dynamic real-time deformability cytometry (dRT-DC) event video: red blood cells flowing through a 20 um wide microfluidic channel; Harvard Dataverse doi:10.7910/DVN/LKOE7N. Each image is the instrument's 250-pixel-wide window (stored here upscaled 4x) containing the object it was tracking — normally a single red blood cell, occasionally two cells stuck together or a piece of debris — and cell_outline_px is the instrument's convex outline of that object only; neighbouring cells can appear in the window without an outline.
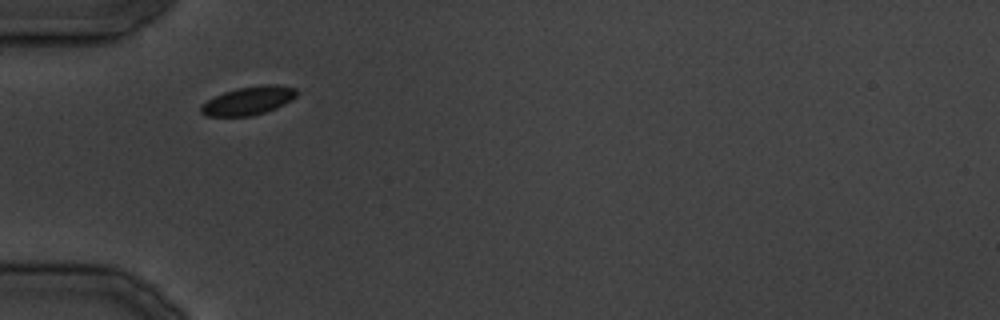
{"species": "common noctule bat (a hibernating species)", "species_latin": "Nyctalus noctula", "temperature_condition": "cold", "stored_images_in_passage": 25, "camera_frame_rate_fps": 3000, "um_per_image_px": 0.085, "animal": {"sex": "male", "body_mass_g": 19.5, "forearm_length_mm": 54.6}, "frame": {"image": 1, "passage_image": 1, "time_ms": 0.0, "image_size_px": [1000, 320], "cell_outline_px": [[300, 92], [292, 100], [276, 108], [252, 116], [208, 116], [200, 112], [200, 104], [224, 92], [240, 88], [264, 84], [280, 84], [296, 88]], "centroid_in_image_um": [21.16, 8.55], "position_along_channel_um": 63.8, "area_um2": 15.9}}
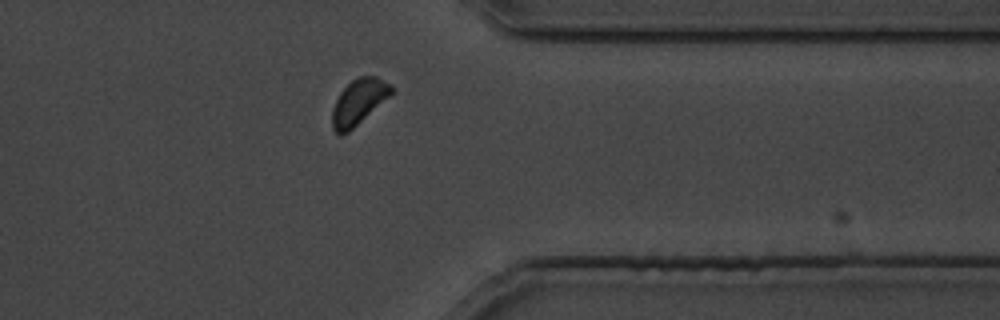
{"frame": {"image": 2, "passage_image": 19, "time_ms": 21.333, "image_size_px": [1000, 320], "cell_outline_px": [[392, 92], [388, 96], [348, 132], [340, 136], [332, 128], [332, 108], [340, 92], [352, 80], [360, 76], [376, 76], [392, 84]], "centroid_in_image_um": [30.45, 8.65], "position_along_channel_um": 381.0, "area_um2": 15.26}}
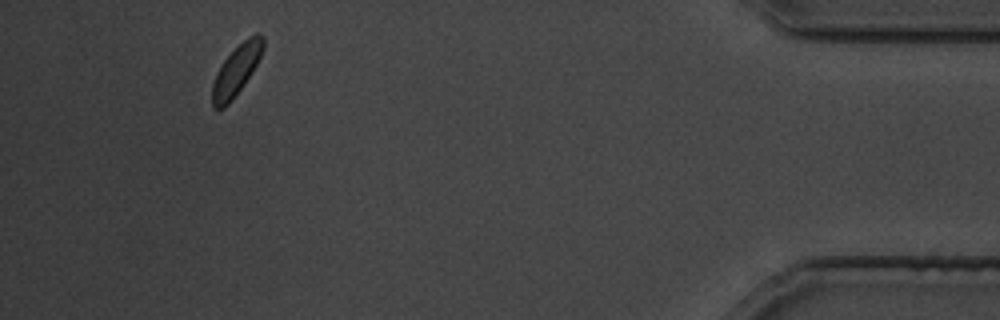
{"frame": {"image": 3, "passage_image": 23, "time_ms": 27.0, "image_size_px": [1000, 320], "cell_outline_px": [[264, 48], [256, 64], [244, 84], [232, 100], [224, 108], [216, 112], [212, 108], [212, 84], [216, 72], [220, 64], [248, 36], [256, 32], [260, 32], [264, 36]], "centroid_in_image_um": [20.07, 5.99], "position_along_channel_um": 415.1, "area_um2": 14.97}}